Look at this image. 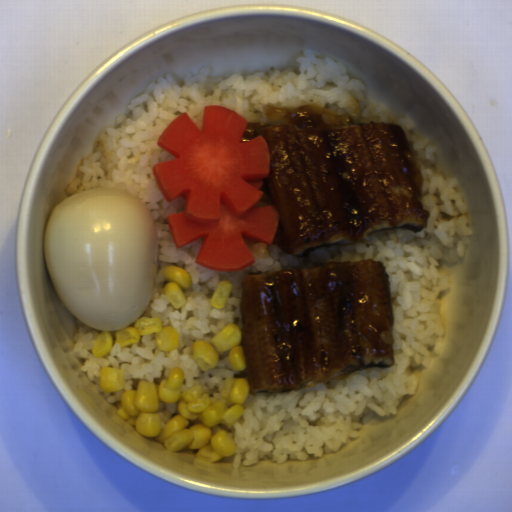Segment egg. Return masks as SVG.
Listing matches in <instances>:
<instances>
[{
  "instance_id": "egg-1",
  "label": "egg",
  "mask_w": 512,
  "mask_h": 512,
  "mask_svg": "<svg viewBox=\"0 0 512 512\" xmlns=\"http://www.w3.org/2000/svg\"><path fill=\"white\" fill-rule=\"evenodd\" d=\"M45 267L71 314L102 332L132 325L151 302L159 251L147 204L125 190L85 189L52 211Z\"/></svg>"
}]
</instances>
